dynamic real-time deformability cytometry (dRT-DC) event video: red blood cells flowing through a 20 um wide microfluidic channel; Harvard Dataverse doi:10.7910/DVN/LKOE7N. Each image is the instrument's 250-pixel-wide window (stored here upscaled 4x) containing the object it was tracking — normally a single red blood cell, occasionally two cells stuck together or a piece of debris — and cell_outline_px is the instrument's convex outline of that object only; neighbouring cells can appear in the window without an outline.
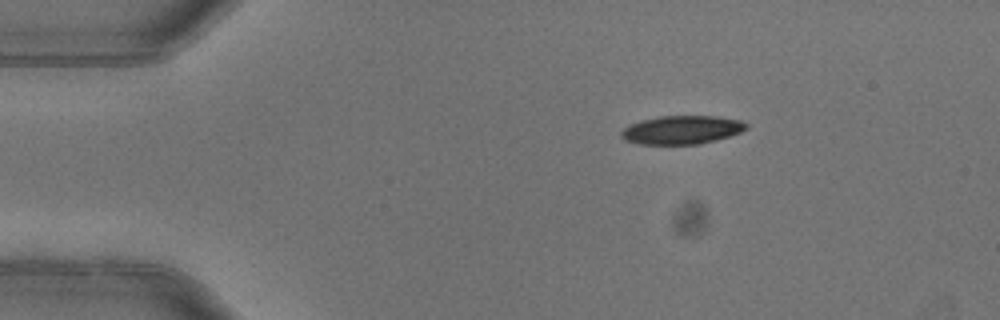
{"species": "common noctule bat (a hibernating species)", "species_latin": "Nyctalus noctula", "temperature_condition": "warm", "stored_images_in_passage": 3, "camera_frame_rate_fps": 3000, "um_per_image_px": 0.085, "animal": {"sex": "female"}, "frame": {"image": 1, "passage_image": 1, "time_ms": 0.0, "image_size_px": [1000, 320], "cell_outline_px": [[748, 128], [740, 132], [716, 140], [700, 144], [640, 144], [624, 140], [620, 136], [620, 132], [628, 124], [640, 120], [660, 116], [716, 116], [740, 120], [748, 124]], "centroid_in_image_um": [57.92, 11.03], "position_along_channel_um": 27.1, "area_um2": 20.87}}
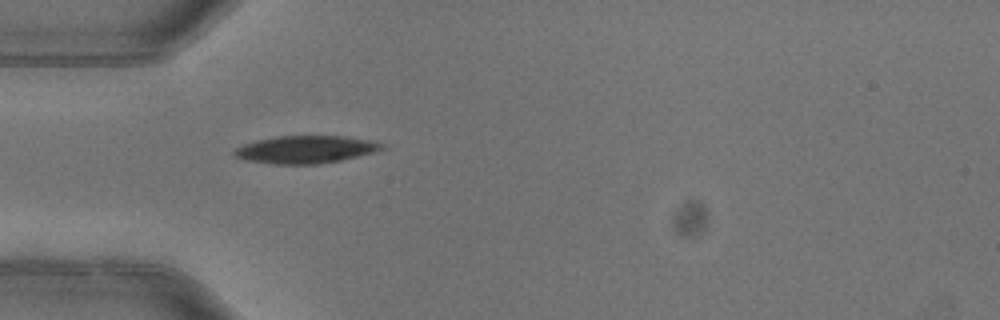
{"frame": {"image": 2, "passage_image": 3, "time_ms": 0.667, "image_size_px": [1000, 320], "cell_outline_px": [[388, 148], [376, 152], [340, 160], [320, 164], [272, 164], [244, 160], [236, 156], [232, 152], [236, 148], [244, 144], [276, 136], [344, 136], [368, 140], [388, 144]], "centroid_in_image_um": [26.04, 12.71], "position_along_channel_um": 59.0, "area_um2": 23.81}}